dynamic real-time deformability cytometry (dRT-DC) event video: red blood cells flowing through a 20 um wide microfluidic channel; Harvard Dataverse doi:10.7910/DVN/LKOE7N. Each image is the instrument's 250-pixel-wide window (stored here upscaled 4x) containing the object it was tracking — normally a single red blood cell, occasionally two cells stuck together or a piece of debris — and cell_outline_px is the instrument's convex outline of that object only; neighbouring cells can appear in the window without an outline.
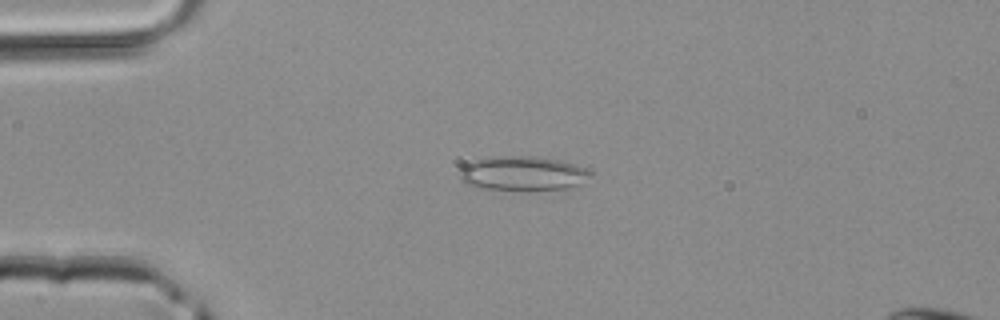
{"species": "common noctule bat (a hibernating species)", "species_latin": "Nyctalus noctula", "temperature_condition": "room temperature", "stored_images_in_passage": 34, "camera_frame_rate_fps": 3000, "um_per_image_px": 0.085, "animal": {"sex": "male", "body_mass_g": 20.4}, "frame": {"image": 1, "passage_image": 1, "time_ms": 0.0, "image_size_px": [1000, 320], "cell_outline_px": [[592, 172], [580, 184], [564, 188], [480, 188], [464, 184], [460, 180], [460, 168], [464, 164], [476, 160], [500, 156], [532, 156], [560, 160], [588, 168]], "centroid_in_image_um": [44.39, 14.7], "position_along_channel_um": 40.6, "area_um2": 25.43}}
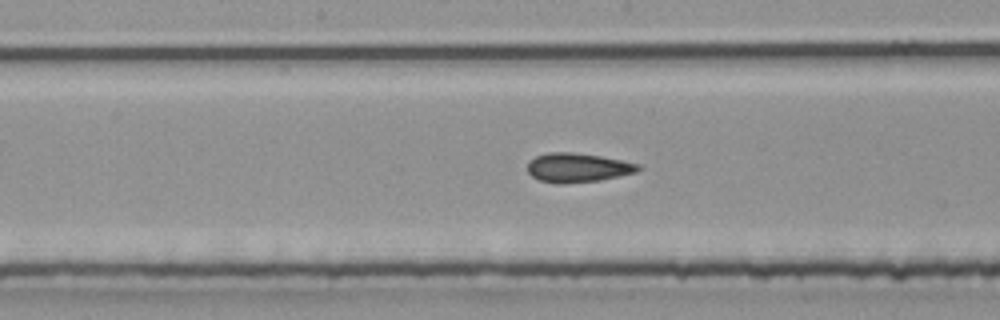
{"frame": {"image": 2, "passage_image": 13, "time_ms": 4.0, "image_size_px": [1000, 320], "cell_outline_px": [[644, 168], [636, 172], [600, 180], [556, 184], [540, 180], [532, 176], [528, 172], [528, 160], [536, 156], [548, 152], [572, 152], [600, 156], [640, 164]], "centroid_in_image_um": [49.1, 14.24], "position_along_channel_um": 199.1, "area_um2": 18.79}}
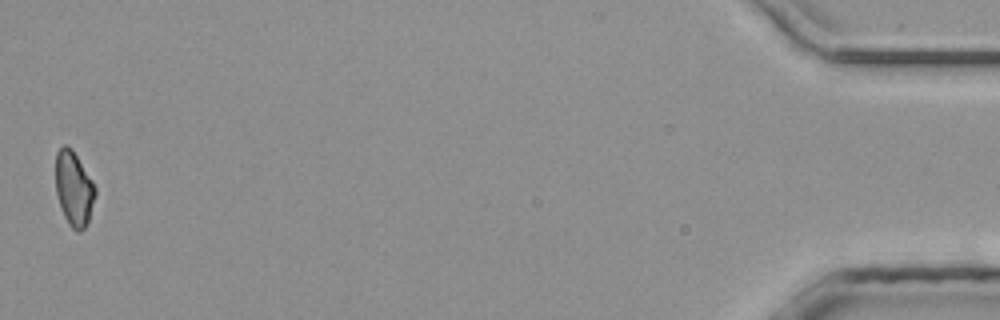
{"frame": {"image": 3, "passage_image": 34, "time_ms": 11.0, "image_size_px": [1000, 320], "cell_outline_px": [[96, 196], [88, 220], [84, 228], [80, 232], [76, 232], [72, 228], [64, 216], [56, 192], [56, 152], [64, 144], [72, 148], [92, 180], [96, 188]], "centroid_in_image_um": [6.29, 16.02], "position_along_channel_um": 428.9, "area_um2": 17.11}}